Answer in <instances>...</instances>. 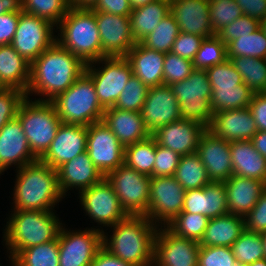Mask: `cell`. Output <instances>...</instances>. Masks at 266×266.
I'll return each instance as SVG.
<instances>
[{
	"mask_svg": "<svg viewBox=\"0 0 266 266\" xmlns=\"http://www.w3.org/2000/svg\"><path fill=\"white\" fill-rule=\"evenodd\" d=\"M86 64L56 41L31 63L26 97L52 101L66 91L84 72ZM43 97V98H42Z\"/></svg>",
	"mask_w": 266,
	"mask_h": 266,
	"instance_id": "cell-1",
	"label": "cell"
},
{
	"mask_svg": "<svg viewBox=\"0 0 266 266\" xmlns=\"http://www.w3.org/2000/svg\"><path fill=\"white\" fill-rule=\"evenodd\" d=\"M103 232V247L133 266H153L155 238L159 226L143 215H128ZM110 238H109V237Z\"/></svg>",
	"mask_w": 266,
	"mask_h": 266,
	"instance_id": "cell-2",
	"label": "cell"
},
{
	"mask_svg": "<svg viewBox=\"0 0 266 266\" xmlns=\"http://www.w3.org/2000/svg\"><path fill=\"white\" fill-rule=\"evenodd\" d=\"M13 209L55 211L65 198L59 188L57 170L37 159L16 170Z\"/></svg>",
	"mask_w": 266,
	"mask_h": 266,
	"instance_id": "cell-3",
	"label": "cell"
},
{
	"mask_svg": "<svg viewBox=\"0 0 266 266\" xmlns=\"http://www.w3.org/2000/svg\"><path fill=\"white\" fill-rule=\"evenodd\" d=\"M6 221L3 243L9 262L23 249L58 238L63 222L55 211L12 210Z\"/></svg>",
	"mask_w": 266,
	"mask_h": 266,
	"instance_id": "cell-4",
	"label": "cell"
},
{
	"mask_svg": "<svg viewBox=\"0 0 266 266\" xmlns=\"http://www.w3.org/2000/svg\"><path fill=\"white\" fill-rule=\"evenodd\" d=\"M59 29V32H58ZM56 42L85 64L104 58L95 11L71 6L56 25Z\"/></svg>",
	"mask_w": 266,
	"mask_h": 266,
	"instance_id": "cell-5",
	"label": "cell"
},
{
	"mask_svg": "<svg viewBox=\"0 0 266 266\" xmlns=\"http://www.w3.org/2000/svg\"><path fill=\"white\" fill-rule=\"evenodd\" d=\"M51 102L61 123L65 124L89 126L102 121L105 111L98 101L92 79L85 72Z\"/></svg>",
	"mask_w": 266,
	"mask_h": 266,
	"instance_id": "cell-6",
	"label": "cell"
},
{
	"mask_svg": "<svg viewBox=\"0 0 266 266\" xmlns=\"http://www.w3.org/2000/svg\"><path fill=\"white\" fill-rule=\"evenodd\" d=\"M25 98L17 111V119L27 137L33 155L40 159L54 140L61 120L50 101Z\"/></svg>",
	"mask_w": 266,
	"mask_h": 266,
	"instance_id": "cell-7",
	"label": "cell"
},
{
	"mask_svg": "<svg viewBox=\"0 0 266 266\" xmlns=\"http://www.w3.org/2000/svg\"><path fill=\"white\" fill-rule=\"evenodd\" d=\"M179 103L181 119L195 121L207 129L213 119L212 88L206 70L195 69L187 79L169 85Z\"/></svg>",
	"mask_w": 266,
	"mask_h": 266,
	"instance_id": "cell-8",
	"label": "cell"
},
{
	"mask_svg": "<svg viewBox=\"0 0 266 266\" xmlns=\"http://www.w3.org/2000/svg\"><path fill=\"white\" fill-rule=\"evenodd\" d=\"M85 73L92 79L98 101L104 109L114 107L133 75L131 65L125 57L101 58L86 64Z\"/></svg>",
	"mask_w": 266,
	"mask_h": 266,
	"instance_id": "cell-9",
	"label": "cell"
},
{
	"mask_svg": "<svg viewBox=\"0 0 266 266\" xmlns=\"http://www.w3.org/2000/svg\"><path fill=\"white\" fill-rule=\"evenodd\" d=\"M105 178L112 185L122 208L128 215H146L150 196V176L124 163L109 172Z\"/></svg>",
	"mask_w": 266,
	"mask_h": 266,
	"instance_id": "cell-10",
	"label": "cell"
},
{
	"mask_svg": "<svg viewBox=\"0 0 266 266\" xmlns=\"http://www.w3.org/2000/svg\"><path fill=\"white\" fill-rule=\"evenodd\" d=\"M62 225L59 241V266H90L103 247V228L71 230Z\"/></svg>",
	"mask_w": 266,
	"mask_h": 266,
	"instance_id": "cell-11",
	"label": "cell"
},
{
	"mask_svg": "<svg viewBox=\"0 0 266 266\" xmlns=\"http://www.w3.org/2000/svg\"><path fill=\"white\" fill-rule=\"evenodd\" d=\"M185 192L174 176L151 177L149 205L145 216L159 227L168 225L181 213Z\"/></svg>",
	"mask_w": 266,
	"mask_h": 266,
	"instance_id": "cell-12",
	"label": "cell"
},
{
	"mask_svg": "<svg viewBox=\"0 0 266 266\" xmlns=\"http://www.w3.org/2000/svg\"><path fill=\"white\" fill-rule=\"evenodd\" d=\"M54 27L56 26L44 18L21 12L10 45L32 63L56 41Z\"/></svg>",
	"mask_w": 266,
	"mask_h": 266,
	"instance_id": "cell-13",
	"label": "cell"
},
{
	"mask_svg": "<svg viewBox=\"0 0 266 266\" xmlns=\"http://www.w3.org/2000/svg\"><path fill=\"white\" fill-rule=\"evenodd\" d=\"M77 194L84 212L98 224V227L101 225L110 228L128 216L105 177L99 183Z\"/></svg>",
	"mask_w": 266,
	"mask_h": 266,
	"instance_id": "cell-14",
	"label": "cell"
},
{
	"mask_svg": "<svg viewBox=\"0 0 266 266\" xmlns=\"http://www.w3.org/2000/svg\"><path fill=\"white\" fill-rule=\"evenodd\" d=\"M87 152L104 177L124 164L125 147L103 121L88 126Z\"/></svg>",
	"mask_w": 266,
	"mask_h": 266,
	"instance_id": "cell-15",
	"label": "cell"
},
{
	"mask_svg": "<svg viewBox=\"0 0 266 266\" xmlns=\"http://www.w3.org/2000/svg\"><path fill=\"white\" fill-rule=\"evenodd\" d=\"M198 241L175 235L166 226L155 238L153 266H197Z\"/></svg>",
	"mask_w": 266,
	"mask_h": 266,
	"instance_id": "cell-16",
	"label": "cell"
},
{
	"mask_svg": "<svg viewBox=\"0 0 266 266\" xmlns=\"http://www.w3.org/2000/svg\"><path fill=\"white\" fill-rule=\"evenodd\" d=\"M102 51L105 57H125L136 41L129 16L95 11Z\"/></svg>",
	"mask_w": 266,
	"mask_h": 266,
	"instance_id": "cell-17",
	"label": "cell"
},
{
	"mask_svg": "<svg viewBox=\"0 0 266 266\" xmlns=\"http://www.w3.org/2000/svg\"><path fill=\"white\" fill-rule=\"evenodd\" d=\"M88 126L61 123L49 149L40 158L57 170L61 165L87 151Z\"/></svg>",
	"mask_w": 266,
	"mask_h": 266,
	"instance_id": "cell-18",
	"label": "cell"
},
{
	"mask_svg": "<svg viewBox=\"0 0 266 266\" xmlns=\"http://www.w3.org/2000/svg\"><path fill=\"white\" fill-rule=\"evenodd\" d=\"M141 115L151 134L162 126L179 121V103L171 88L168 85L149 88Z\"/></svg>",
	"mask_w": 266,
	"mask_h": 266,
	"instance_id": "cell-19",
	"label": "cell"
},
{
	"mask_svg": "<svg viewBox=\"0 0 266 266\" xmlns=\"http://www.w3.org/2000/svg\"><path fill=\"white\" fill-rule=\"evenodd\" d=\"M196 153L211 181L224 182L233 175L230 142L216 137L208 129L202 134Z\"/></svg>",
	"mask_w": 266,
	"mask_h": 266,
	"instance_id": "cell-20",
	"label": "cell"
},
{
	"mask_svg": "<svg viewBox=\"0 0 266 266\" xmlns=\"http://www.w3.org/2000/svg\"><path fill=\"white\" fill-rule=\"evenodd\" d=\"M36 160L20 121L15 118L7 122L0 130V176L10 166L17 170Z\"/></svg>",
	"mask_w": 266,
	"mask_h": 266,
	"instance_id": "cell-21",
	"label": "cell"
},
{
	"mask_svg": "<svg viewBox=\"0 0 266 266\" xmlns=\"http://www.w3.org/2000/svg\"><path fill=\"white\" fill-rule=\"evenodd\" d=\"M206 129L195 121L180 119L158 128L151 136L158 145L183 156L197 152L199 140Z\"/></svg>",
	"mask_w": 266,
	"mask_h": 266,
	"instance_id": "cell-22",
	"label": "cell"
},
{
	"mask_svg": "<svg viewBox=\"0 0 266 266\" xmlns=\"http://www.w3.org/2000/svg\"><path fill=\"white\" fill-rule=\"evenodd\" d=\"M170 14L178 23L180 32L204 38L214 36L209 0H170Z\"/></svg>",
	"mask_w": 266,
	"mask_h": 266,
	"instance_id": "cell-23",
	"label": "cell"
},
{
	"mask_svg": "<svg viewBox=\"0 0 266 266\" xmlns=\"http://www.w3.org/2000/svg\"><path fill=\"white\" fill-rule=\"evenodd\" d=\"M208 130L228 142L251 140L258 131L248 107L214 113Z\"/></svg>",
	"mask_w": 266,
	"mask_h": 266,
	"instance_id": "cell-24",
	"label": "cell"
},
{
	"mask_svg": "<svg viewBox=\"0 0 266 266\" xmlns=\"http://www.w3.org/2000/svg\"><path fill=\"white\" fill-rule=\"evenodd\" d=\"M59 188L64 197L69 190L80 191L99 183L104 176L93 164L87 151L57 169Z\"/></svg>",
	"mask_w": 266,
	"mask_h": 266,
	"instance_id": "cell-25",
	"label": "cell"
},
{
	"mask_svg": "<svg viewBox=\"0 0 266 266\" xmlns=\"http://www.w3.org/2000/svg\"><path fill=\"white\" fill-rule=\"evenodd\" d=\"M102 121L124 147L151 136L144 124L141 112L110 107L105 109Z\"/></svg>",
	"mask_w": 266,
	"mask_h": 266,
	"instance_id": "cell-26",
	"label": "cell"
},
{
	"mask_svg": "<svg viewBox=\"0 0 266 266\" xmlns=\"http://www.w3.org/2000/svg\"><path fill=\"white\" fill-rule=\"evenodd\" d=\"M224 183L229 213L242 217L250 212L266 189L264 181L234 174Z\"/></svg>",
	"mask_w": 266,
	"mask_h": 266,
	"instance_id": "cell-27",
	"label": "cell"
},
{
	"mask_svg": "<svg viewBox=\"0 0 266 266\" xmlns=\"http://www.w3.org/2000/svg\"><path fill=\"white\" fill-rule=\"evenodd\" d=\"M165 53L151 50L137 42L127 53L133 75L149 88L163 85Z\"/></svg>",
	"mask_w": 266,
	"mask_h": 266,
	"instance_id": "cell-28",
	"label": "cell"
},
{
	"mask_svg": "<svg viewBox=\"0 0 266 266\" xmlns=\"http://www.w3.org/2000/svg\"><path fill=\"white\" fill-rule=\"evenodd\" d=\"M230 155L234 175L266 183V158L254 148L251 140L230 142Z\"/></svg>",
	"mask_w": 266,
	"mask_h": 266,
	"instance_id": "cell-29",
	"label": "cell"
},
{
	"mask_svg": "<svg viewBox=\"0 0 266 266\" xmlns=\"http://www.w3.org/2000/svg\"><path fill=\"white\" fill-rule=\"evenodd\" d=\"M29 63L10 44L0 46V83L5 88L27 92L30 82Z\"/></svg>",
	"mask_w": 266,
	"mask_h": 266,
	"instance_id": "cell-30",
	"label": "cell"
},
{
	"mask_svg": "<svg viewBox=\"0 0 266 266\" xmlns=\"http://www.w3.org/2000/svg\"><path fill=\"white\" fill-rule=\"evenodd\" d=\"M245 230L244 217L226 213L210 218L200 246L231 247Z\"/></svg>",
	"mask_w": 266,
	"mask_h": 266,
	"instance_id": "cell-31",
	"label": "cell"
},
{
	"mask_svg": "<svg viewBox=\"0 0 266 266\" xmlns=\"http://www.w3.org/2000/svg\"><path fill=\"white\" fill-rule=\"evenodd\" d=\"M170 14V0H155L130 13L131 32L134 40L140 42L154 31L163 18Z\"/></svg>",
	"mask_w": 266,
	"mask_h": 266,
	"instance_id": "cell-32",
	"label": "cell"
},
{
	"mask_svg": "<svg viewBox=\"0 0 266 266\" xmlns=\"http://www.w3.org/2000/svg\"><path fill=\"white\" fill-rule=\"evenodd\" d=\"M174 177L186 191L212 182L197 153L181 156Z\"/></svg>",
	"mask_w": 266,
	"mask_h": 266,
	"instance_id": "cell-33",
	"label": "cell"
},
{
	"mask_svg": "<svg viewBox=\"0 0 266 266\" xmlns=\"http://www.w3.org/2000/svg\"><path fill=\"white\" fill-rule=\"evenodd\" d=\"M242 76L243 83L254 94L266 92V59L255 57H227Z\"/></svg>",
	"mask_w": 266,
	"mask_h": 266,
	"instance_id": "cell-34",
	"label": "cell"
},
{
	"mask_svg": "<svg viewBox=\"0 0 266 266\" xmlns=\"http://www.w3.org/2000/svg\"><path fill=\"white\" fill-rule=\"evenodd\" d=\"M211 104L214 113L249 106L254 93L244 83L239 86L211 87Z\"/></svg>",
	"mask_w": 266,
	"mask_h": 266,
	"instance_id": "cell-35",
	"label": "cell"
},
{
	"mask_svg": "<svg viewBox=\"0 0 266 266\" xmlns=\"http://www.w3.org/2000/svg\"><path fill=\"white\" fill-rule=\"evenodd\" d=\"M58 238L21 250L12 260L11 266H59Z\"/></svg>",
	"mask_w": 266,
	"mask_h": 266,
	"instance_id": "cell-36",
	"label": "cell"
},
{
	"mask_svg": "<svg viewBox=\"0 0 266 266\" xmlns=\"http://www.w3.org/2000/svg\"><path fill=\"white\" fill-rule=\"evenodd\" d=\"M156 157V140L150 136L134 144L125 146L124 163L136 171L153 177Z\"/></svg>",
	"mask_w": 266,
	"mask_h": 266,
	"instance_id": "cell-37",
	"label": "cell"
},
{
	"mask_svg": "<svg viewBox=\"0 0 266 266\" xmlns=\"http://www.w3.org/2000/svg\"><path fill=\"white\" fill-rule=\"evenodd\" d=\"M180 28L175 18L169 14L161 20L153 32L143 38L140 43L151 49L162 53H168L178 35Z\"/></svg>",
	"mask_w": 266,
	"mask_h": 266,
	"instance_id": "cell-38",
	"label": "cell"
},
{
	"mask_svg": "<svg viewBox=\"0 0 266 266\" xmlns=\"http://www.w3.org/2000/svg\"><path fill=\"white\" fill-rule=\"evenodd\" d=\"M231 248L235 259L245 265L266 258L261 233L245 229Z\"/></svg>",
	"mask_w": 266,
	"mask_h": 266,
	"instance_id": "cell-39",
	"label": "cell"
},
{
	"mask_svg": "<svg viewBox=\"0 0 266 266\" xmlns=\"http://www.w3.org/2000/svg\"><path fill=\"white\" fill-rule=\"evenodd\" d=\"M227 57H255L266 59V34L260 27L255 32L240 36L227 46Z\"/></svg>",
	"mask_w": 266,
	"mask_h": 266,
	"instance_id": "cell-40",
	"label": "cell"
},
{
	"mask_svg": "<svg viewBox=\"0 0 266 266\" xmlns=\"http://www.w3.org/2000/svg\"><path fill=\"white\" fill-rule=\"evenodd\" d=\"M209 220L203 214L181 212L166 227L177 236L200 242Z\"/></svg>",
	"mask_w": 266,
	"mask_h": 266,
	"instance_id": "cell-41",
	"label": "cell"
},
{
	"mask_svg": "<svg viewBox=\"0 0 266 266\" xmlns=\"http://www.w3.org/2000/svg\"><path fill=\"white\" fill-rule=\"evenodd\" d=\"M22 12L57 25L70 9L69 0H22Z\"/></svg>",
	"mask_w": 266,
	"mask_h": 266,
	"instance_id": "cell-42",
	"label": "cell"
},
{
	"mask_svg": "<svg viewBox=\"0 0 266 266\" xmlns=\"http://www.w3.org/2000/svg\"><path fill=\"white\" fill-rule=\"evenodd\" d=\"M225 59H227L226 45L214 35L204 38L192 62L195 69L206 70L222 63Z\"/></svg>",
	"mask_w": 266,
	"mask_h": 266,
	"instance_id": "cell-43",
	"label": "cell"
},
{
	"mask_svg": "<svg viewBox=\"0 0 266 266\" xmlns=\"http://www.w3.org/2000/svg\"><path fill=\"white\" fill-rule=\"evenodd\" d=\"M149 87L132 75L120 93L114 107L121 110L141 112Z\"/></svg>",
	"mask_w": 266,
	"mask_h": 266,
	"instance_id": "cell-44",
	"label": "cell"
},
{
	"mask_svg": "<svg viewBox=\"0 0 266 266\" xmlns=\"http://www.w3.org/2000/svg\"><path fill=\"white\" fill-rule=\"evenodd\" d=\"M210 21L216 35L222 28L243 15L235 0H210Z\"/></svg>",
	"mask_w": 266,
	"mask_h": 266,
	"instance_id": "cell-45",
	"label": "cell"
},
{
	"mask_svg": "<svg viewBox=\"0 0 266 266\" xmlns=\"http://www.w3.org/2000/svg\"><path fill=\"white\" fill-rule=\"evenodd\" d=\"M229 213L224 182L212 181L204 186V215L209 218Z\"/></svg>",
	"mask_w": 266,
	"mask_h": 266,
	"instance_id": "cell-46",
	"label": "cell"
},
{
	"mask_svg": "<svg viewBox=\"0 0 266 266\" xmlns=\"http://www.w3.org/2000/svg\"><path fill=\"white\" fill-rule=\"evenodd\" d=\"M195 70L193 62L168 52L164 56L163 85L183 81Z\"/></svg>",
	"mask_w": 266,
	"mask_h": 266,
	"instance_id": "cell-47",
	"label": "cell"
},
{
	"mask_svg": "<svg viewBox=\"0 0 266 266\" xmlns=\"http://www.w3.org/2000/svg\"><path fill=\"white\" fill-rule=\"evenodd\" d=\"M211 87L239 86L242 76L237 72L230 59L206 69Z\"/></svg>",
	"mask_w": 266,
	"mask_h": 266,
	"instance_id": "cell-48",
	"label": "cell"
},
{
	"mask_svg": "<svg viewBox=\"0 0 266 266\" xmlns=\"http://www.w3.org/2000/svg\"><path fill=\"white\" fill-rule=\"evenodd\" d=\"M260 28V22L247 15H242L222 28L216 36L227 46L240 36L249 35Z\"/></svg>",
	"mask_w": 266,
	"mask_h": 266,
	"instance_id": "cell-49",
	"label": "cell"
},
{
	"mask_svg": "<svg viewBox=\"0 0 266 266\" xmlns=\"http://www.w3.org/2000/svg\"><path fill=\"white\" fill-rule=\"evenodd\" d=\"M26 98V93L16 88L0 90V130L3 126L17 117L20 104Z\"/></svg>",
	"mask_w": 266,
	"mask_h": 266,
	"instance_id": "cell-50",
	"label": "cell"
},
{
	"mask_svg": "<svg viewBox=\"0 0 266 266\" xmlns=\"http://www.w3.org/2000/svg\"><path fill=\"white\" fill-rule=\"evenodd\" d=\"M236 261L231 247L200 246L197 266H232Z\"/></svg>",
	"mask_w": 266,
	"mask_h": 266,
	"instance_id": "cell-51",
	"label": "cell"
},
{
	"mask_svg": "<svg viewBox=\"0 0 266 266\" xmlns=\"http://www.w3.org/2000/svg\"><path fill=\"white\" fill-rule=\"evenodd\" d=\"M181 155L156 143V157L153 166V177L174 176Z\"/></svg>",
	"mask_w": 266,
	"mask_h": 266,
	"instance_id": "cell-52",
	"label": "cell"
},
{
	"mask_svg": "<svg viewBox=\"0 0 266 266\" xmlns=\"http://www.w3.org/2000/svg\"><path fill=\"white\" fill-rule=\"evenodd\" d=\"M203 40L204 37L202 36L180 32L174 41L170 52L182 58L193 61Z\"/></svg>",
	"mask_w": 266,
	"mask_h": 266,
	"instance_id": "cell-53",
	"label": "cell"
},
{
	"mask_svg": "<svg viewBox=\"0 0 266 266\" xmlns=\"http://www.w3.org/2000/svg\"><path fill=\"white\" fill-rule=\"evenodd\" d=\"M245 229L251 232H266V189L262 192L257 203L244 217Z\"/></svg>",
	"mask_w": 266,
	"mask_h": 266,
	"instance_id": "cell-54",
	"label": "cell"
},
{
	"mask_svg": "<svg viewBox=\"0 0 266 266\" xmlns=\"http://www.w3.org/2000/svg\"><path fill=\"white\" fill-rule=\"evenodd\" d=\"M21 12H7L0 15V46L11 44L17 29Z\"/></svg>",
	"mask_w": 266,
	"mask_h": 266,
	"instance_id": "cell-55",
	"label": "cell"
},
{
	"mask_svg": "<svg viewBox=\"0 0 266 266\" xmlns=\"http://www.w3.org/2000/svg\"><path fill=\"white\" fill-rule=\"evenodd\" d=\"M90 8L119 16H130L132 12L129 0H97Z\"/></svg>",
	"mask_w": 266,
	"mask_h": 266,
	"instance_id": "cell-56",
	"label": "cell"
},
{
	"mask_svg": "<svg viewBox=\"0 0 266 266\" xmlns=\"http://www.w3.org/2000/svg\"><path fill=\"white\" fill-rule=\"evenodd\" d=\"M181 212L204 215V187L185 192L184 206Z\"/></svg>",
	"mask_w": 266,
	"mask_h": 266,
	"instance_id": "cell-57",
	"label": "cell"
},
{
	"mask_svg": "<svg viewBox=\"0 0 266 266\" xmlns=\"http://www.w3.org/2000/svg\"><path fill=\"white\" fill-rule=\"evenodd\" d=\"M248 108L258 131H266V95L264 93L254 94Z\"/></svg>",
	"mask_w": 266,
	"mask_h": 266,
	"instance_id": "cell-58",
	"label": "cell"
},
{
	"mask_svg": "<svg viewBox=\"0 0 266 266\" xmlns=\"http://www.w3.org/2000/svg\"><path fill=\"white\" fill-rule=\"evenodd\" d=\"M243 15L256 19L260 23L266 18V0H235Z\"/></svg>",
	"mask_w": 266,
	"mask_h": 266,
	"instance_id": "cell-59",
	"label": "cell"
},
{
	"mask_svg": "<svg viewBox=\"0 0 266 266\" xmlns=\"http://www.w3.org/2000/svg\"><path fill=\"white\" fill-rule=\"evenodd\" d=\"M90 266H133L124 262L117 256L112 255L107 249L102 247L94 257Z\"/></svg>",
	"mask_w": 266,
	"mask_h": 266,
	"instance_id": "cell-60",
	"label": "cell"
},
{
	"mask_svg": "<svg viewBox=\"0 0 266 266\" xmlns=\"http://www.w3.org/2000/svg\"><path fill=\"white\" fill-rule=\"evenodd\" d=\"M22 0H0V15L7 12H22Z\"/></svg>",
	"mask_w": 266,
	"mask_h": 266,
	"instance_id": "cell-61",
	"label": "cell"
},
{
	"mask_svg": "<svg viewBox=\"0 0 266 266\" xmlns=\"http://www.w3.org/2000/svg\"><path fill=\"white\" fill-rule=\"evenodd\" d=\"M254 148L266 158V131H257L251 139Z\"/></svg>",
	"mask_w": 266,
	"mask_h": 266,
	"instance_id": "cell-62",
	"label": "cell"
},
{
	"mask_svg": "<svg viewBox=\"0 0 266 266\" xmlns=\"http://www.w3.org/2000/svg\"><path fill=\"white\" fill-rule=\"evenodd\" d=\"M97 0H69L70 6L90 8Z\"/></svg>",
	"mask_w": 266,
	"mask_h": 266,
	"instance_id": "cell-63",
	"label": "cell"
},
{
	"mask_svg": "<svg viewBox=\"0 0 266 266\" xmlns=\"http://www.w3.org/2000/svg\"><path fill=\"white\" fill-rule=\"evenodd\" d=\"M155 0H129L130 6L132 9L140 8L144 5H147Z\"/></svg>",
	"mask_w": 266,
	"mask_h": 266,
	"instance_id": "cell-64",
	"label": "cell"
},
{
	"mask_svg": "<svg viewBox=\"0 0 266 266\" xmlns=\"http://www.w3.org/2000/svg\"><path fill=\"white\" fill-rule=\"evenodd\" d=\"M246 266H266V258L247 264Z\"/></svg>",
	"mask_w": 266,
	"mask_h": 266,
	"instance_id": "cell-65",
	"label": "cell"
},
{
	"mask_svg": "<svg viewBox=\"0 0 266 266\" xmlns=\"http://www.w3.org/2000/svg\"><path fill=\"white\" fill-rule=\"evenodd\" d=\"M260 27L264 30L266 34V18L260 23Z\"/></svg>",
	"mask_w": 266,
	"mask_h": 266,
	"instance_id": "cell-66",
	"label": "cell"
},
{
	"mask_svg": "<svg viewBox=\"0 0 266 266\" xmlns=\"http://www.w3.org/2000/svg\"><path fill=\"white\" fill-rule=\"evenodd\" d=\"M262 238H263L264 248H265V253H266V232L262 233Z\"/></svg>",
	"mask_w": 266,
	"mask_h": 266,
	"instance_id": "cell-67",
	"label": "cell"
},
{
	"mask_svg": "<svg viewBox=\"0 0 266 266\" xmlns=\"http://www.w3.org/2000/svg\"><path fill=\"white\" fill-rule=\"evenodd\" d=\"M232 266H246V265L236 260L234 263H232Z\"/></svg>",
	"mask_w": 266,
	"mask_h": 266,
	"instance_id": "cell-68",
	"label": "cell"
},
{
	"mask_svg": "<svg viewBox=\"0 0 266 266\" xmlns=\"http://www.w3.org/2000/svg\"><path fill=\"white\" fill-rule=\"evenodd\" d=\"M5 88L1 83H0V90Z\"/></svg>",
	"mask_w": 266,
	"mask_h": 266,
	"instance_id": "cell-69",
	"label": "cell"
}]
</instances>
